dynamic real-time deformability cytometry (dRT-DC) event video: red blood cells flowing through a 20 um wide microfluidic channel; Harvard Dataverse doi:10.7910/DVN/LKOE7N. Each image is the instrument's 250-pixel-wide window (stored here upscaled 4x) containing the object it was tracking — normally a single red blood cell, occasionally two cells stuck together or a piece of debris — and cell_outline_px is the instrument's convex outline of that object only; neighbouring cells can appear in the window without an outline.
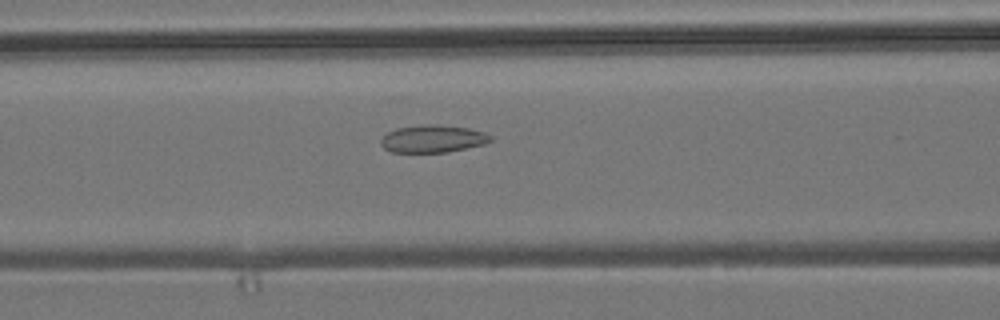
{"species": "common noctule bat (a hibernating species)", "species_latin": "Nyctalus noctula", "temperature_condition": "room temperature", "stored_images_in_passage": 53, "camera_frame_rate_fps": 3000, "um_per_image_px": 0.085, "animal": {"sex": "male", "body_mass_g": 19.2, "forearm_length_mm": 51.8}, "frame": {"image": 1, "passage_image": 22, "time_ms": 7.0, "image_size_px": [1000, 320], "cell_outline_px": [[492, 140], [484, 144], [448, 152], [392, 152], [384, 148], [380, 144], [380, 140], [388, 132], [396, 128], [420, 124], [436, 124], [468, 128], [484, 132], [492, 136]], "centroid_in_image_um": [36.78, 11.79], "position_along_channel_um": 129.8, "area_um2": 17.63}}
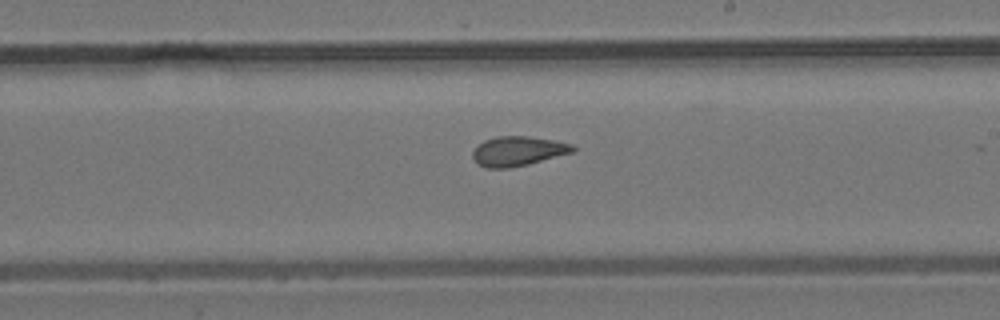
{"frame": {"image": 2, "passage_image": 31, "time_ms": 10.0, "image_size_px": [1000, 320], "cell_outline_px": [[576, 152], [528, 164], [508, 168], [484, 168], [476, 164], [472, 156], [472, 152], [484, 140], [496, 136], [528, 136], [552, 140], [572, 144], [576, 148]], "centroid_in_image_um": [44.03, 12.85], "position_along_channel_um": 245.0, "area_um2": 17.4}}
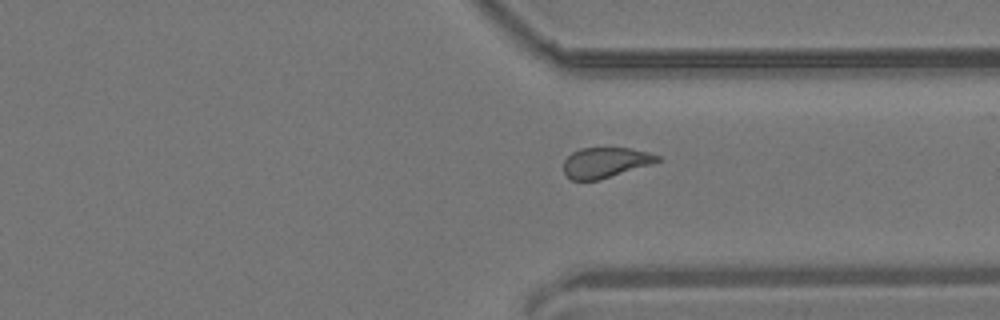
{"frame": {"image": 3, "passage_image": 40, "time_ms": 13.0, "image_size_px": [1000, 320], "cell_outline_px": [[660, 160], [652, 164], [600, 180], [572, 180], [564, 172], [564, 160], [572, 152], [580, 148], [628, 148], [648, 152], [660, 156]], "centroid_in_image_um": [51.46, 13.81], "position_along_channel_um": 359.9, "area_um2": 16.53}, "authors_computed_cell_mechanics": {"area_um2": 17.629, "velocity_mm_per_s": 3.843, "shape_relaxation_time_tau1_ms": null, "shape_relaxation_time_tau2_ms": 2.3868, "deformation_change_tau1": null, "deformation_change_tau2": 0.0936}}